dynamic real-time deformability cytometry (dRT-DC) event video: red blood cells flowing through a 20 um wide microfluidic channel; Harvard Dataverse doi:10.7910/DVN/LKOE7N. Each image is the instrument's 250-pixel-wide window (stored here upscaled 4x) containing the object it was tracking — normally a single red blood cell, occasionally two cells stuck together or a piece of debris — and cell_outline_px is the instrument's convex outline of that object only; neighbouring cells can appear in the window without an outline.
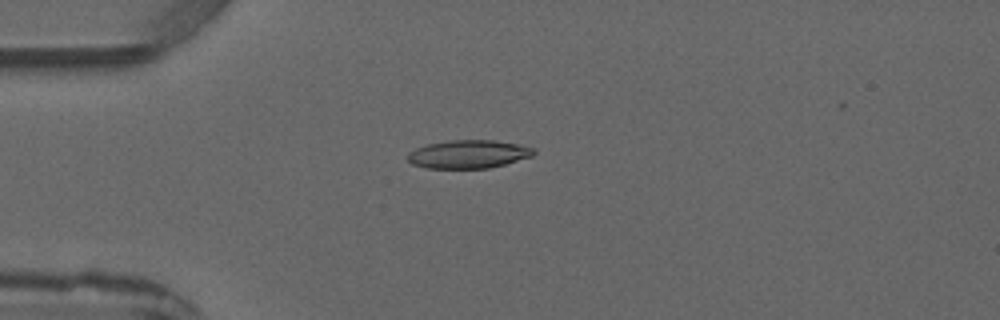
{"species": "common noctule bat (a hibernating species)", "species_latin": "Nyctalus noctula", "temperature_condition": "warm", "stored_images_in_passage": 3, "camera_frame_rate_fps": 3000, "um_per_image_px": 0.085, "animal": {"sex": "male", "forearm_length_mm": 52.5}, "frame": {"image": 1, "passage_image": 2, "time_ms": 2.667, "image_size_px": [1000, 320], "cell_outline_px": [[536, 152], [532, 156], [504, 164], [488, 168], [428, 168], [412, 164], [408, 160], [408, 152], [416, 148], [428, 144], [452, 140], [496, 140], [520, 144], [536, 148]], "centroid_in_image_um": [39.85, 13.09], "position_along_channel_um": 45.1, "area_um2": 20.75}}